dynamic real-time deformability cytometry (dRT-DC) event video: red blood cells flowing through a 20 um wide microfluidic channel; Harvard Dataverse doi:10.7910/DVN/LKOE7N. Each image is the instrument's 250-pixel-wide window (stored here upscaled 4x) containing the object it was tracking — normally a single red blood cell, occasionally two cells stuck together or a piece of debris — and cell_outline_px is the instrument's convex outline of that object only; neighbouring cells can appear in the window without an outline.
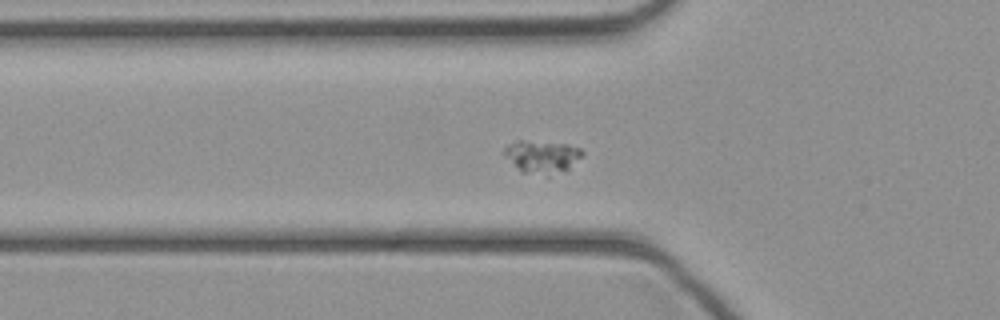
{"species": "common noctule bat (a hibernating species)", "species_latin": "Nyctalus noctula", "temperature_condition": "cold", "stored_images_in_passage": 47, "segment_of_instrument_passage": [1, 2], "camera_frame_rate_fps": 3000, "um_per_image_px": 0.085, "animal": {"sex": "female", "body_mass_g": 21.9}, "frame": {"image": 1, "passage_image": 16, "time_ms": 5.0, "image_size_px": [1000, 320], "cell_outline_px": [[584, 152], [568, 168], [524, 172], [520, 172], [504, 156], [504, 148], [508, 144], [516, 140], [520, 140], [568, 144], [580, 148]], "centroid_in_image_um": [45.98, 13.21], "position_along_channel_um": 79.8, "area_um2": 13.76}}
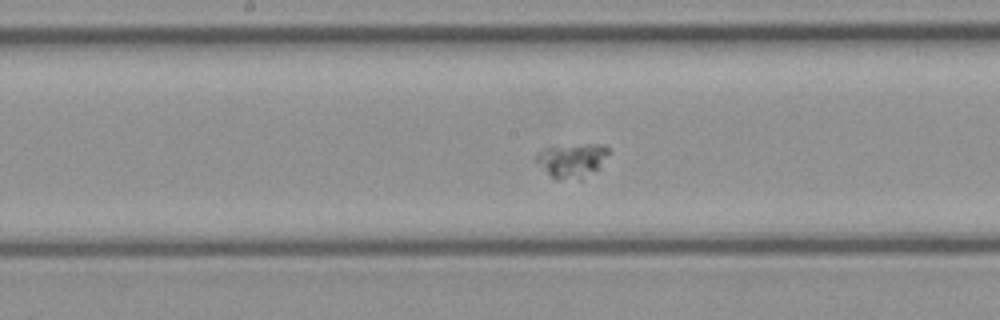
{"frame": {"image": 2, "passage_image": 24, "time_ms": 7.667, "image_size_px": [1000, 320], "cell_outline_px": [[608, 152], [600, 168], [584, 180], [556, 180], [536, 160], [536, 152], [544, 148], [588, 144], [604, 144], [608, 148]], "centroid_in_image_um": [48.66, 13.66], "position_along_channel_um": 199.5, "area_um2": 14.39}}
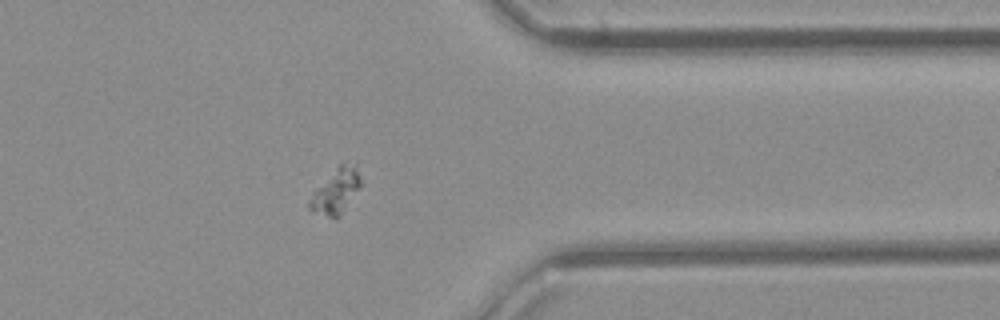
{"frame": {"image": 3, "passage_image": 37, "time_ms": 12.0, "image_size_px": [1000, 320], "cell_outline_px": [[360, 184], [340, 216], [336, 220], [308, 208], [308, 200], [312, 192], [340, 164], [356, 160], [360, 176]], "centroid_in_image_um": [28.55, 16.21], "position_along_channel_um": 382.8, "area_um2": 13.24}}